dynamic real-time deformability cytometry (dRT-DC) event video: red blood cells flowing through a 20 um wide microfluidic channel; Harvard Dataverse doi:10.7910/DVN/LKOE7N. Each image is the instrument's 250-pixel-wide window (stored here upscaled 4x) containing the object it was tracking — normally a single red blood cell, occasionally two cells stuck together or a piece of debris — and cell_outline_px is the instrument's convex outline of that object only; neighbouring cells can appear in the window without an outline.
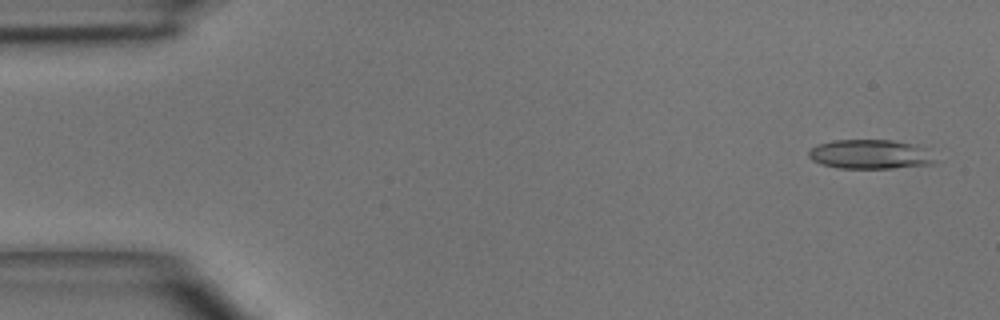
{"species": "common noctule bat (a hibernating species)", "species_latin": "Nyctalus noctula", "temperature_condition": "room temperature", "stored_images_in_passage": 4, "camera_frame_rate_fps": 3000, "um_per_image_px": 0.085, "animal": {"sex": "male", "body_mass_g": 15.6}, "frame": {"image": 1, "passage_image": 1, "time_ms": 0.0, "image_size_px": [1000, 320], "cell_outline_px": [[940, 160], [932, 164], [892, 168], [840, 168], [820, 164], [812, 160], [808, 156], [808, 152], [816, 144], [832, 140], [892, 140], [920, 144], [928, 148]], "centroid_in_image_um": [74.06, 13.1], "position_along_channel_um": 10.9, "area_um2": 22.2}}
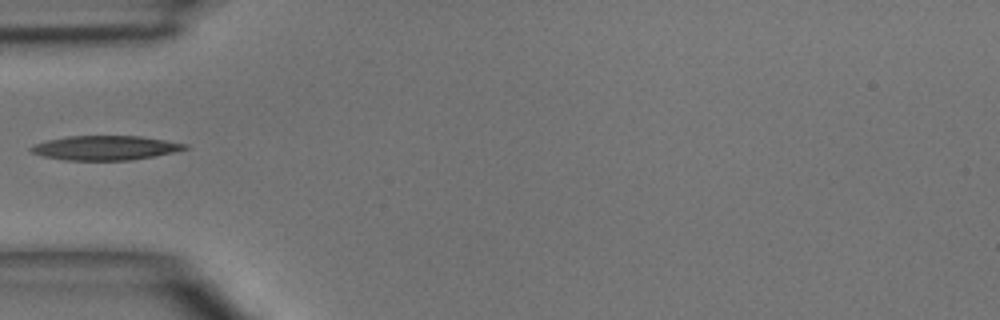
{"frame": {"image": 2, "passage_image": 4, "time_ms": 4.333, "image_size_px": [1000, 320], "cell_outline_px": [[188, 148], [176, 152], [156, 156], [132, 160], [64, 160], [40, 156], [32, 152], [28, 148], [36, 144], [48, 140], [68, 136], [140, 136], [188, 144]], "centroid_in_image_um": [8.96, 12.57], "position_along_channel_um": 76.0, "area_um2": 21.91}}